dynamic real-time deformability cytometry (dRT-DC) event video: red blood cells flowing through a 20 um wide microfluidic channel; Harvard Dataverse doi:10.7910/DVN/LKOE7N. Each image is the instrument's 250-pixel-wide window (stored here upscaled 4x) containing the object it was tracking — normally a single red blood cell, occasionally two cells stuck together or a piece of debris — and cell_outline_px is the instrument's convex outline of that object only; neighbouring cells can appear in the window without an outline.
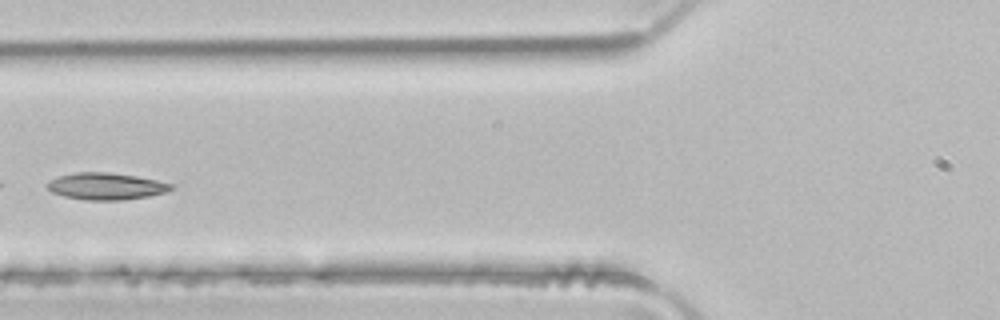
{"species": "common noctule bat (a hibernating species)", "species_latin": "Nyctalus noctula", "temperature_condition": "room temperature", "stored_images_in_passage": 3, "camera_frame_rate_fps": 3000, "um_per_image_px": 0.085, "animal": {"sex": "male", "body_mass_g": 21.5, "forearm_length_mm": 52.0}, "frame": {"image": 1, "passage_image": 3, "time_ms": 0.667, "image_size_px": [1000, 320], "cell_outline_px": [[176, 188], [168, 192], [148, 196], [124, 200], [84, 200], [64, 196], [52, 192], [44, 184], [48, 180], [56, 176], [76, 172], [108, 172], [136, 176], [156, 180], [172, 184]], "centroid_in_image_um": [8.99, 15.83], "position_along_channel_um": 116.8, "area_um2": 19.65}}